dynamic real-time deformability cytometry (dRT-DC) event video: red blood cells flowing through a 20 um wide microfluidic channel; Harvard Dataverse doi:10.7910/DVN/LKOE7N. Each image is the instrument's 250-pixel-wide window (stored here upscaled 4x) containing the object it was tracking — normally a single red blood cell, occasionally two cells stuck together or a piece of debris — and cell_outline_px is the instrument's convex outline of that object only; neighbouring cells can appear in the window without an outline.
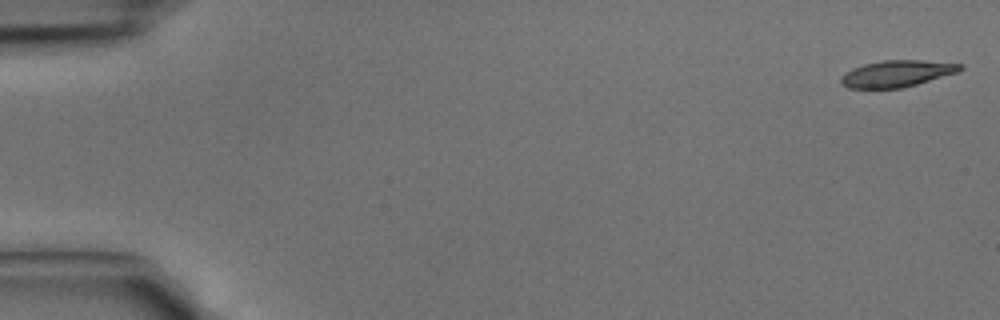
{"species": "common noctule bat (a hibernating species)", "species_latin": "Nyctalus noctula", "temperature_condition": "cold", "stored_images_in_passage": 42, "camera_frame_rate_fps": 3000, "um_per_image_px": 0.085, "animal": {"sex": "male", "body_mass_g": 15.6}, "frame": {"image": 1, "passage_image": 1, "time_ms": 0.0, "image_size_px": [1000, 320], "cell_outline_px": [[964, 68], [956, 72], [916, 84], [900, 88], [848, 88], [840, 84], [840, 76], [852, 68], [864, 64], [884, 60], [924, 60], [964, 64]], "centroid_in_image_um": [76.2, 6.25], "position_along_channel_um": 8.8, "area_um2": 18.38}}
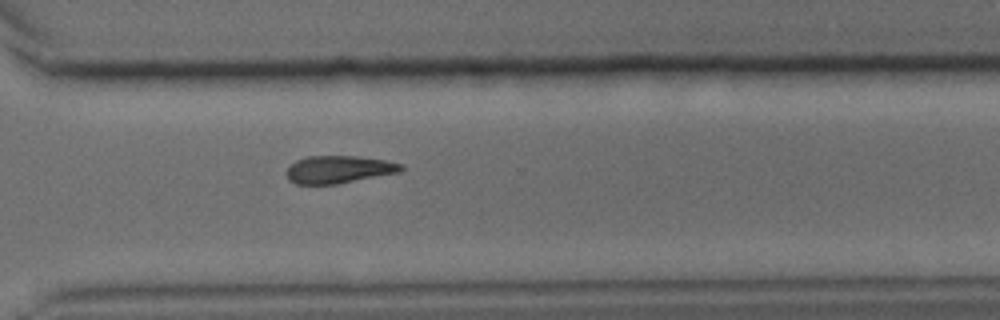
{"frame": {"image": 2, "passage_image": 31, "time_ms": 10.0, "image_size_px": [1000, 320], "cell_outline_px": [[404, 168], [400, 172], [336, 184], [296, 184], [288, 180], [284, 172], [288, 164], [296, 160], [308, 156], [356, 156], [384, 160], [404, 164]], "centroid_in_image_um": [28.73, 14.4], "position_along_channel_um": 341.9, "area_um2": 18.61}}
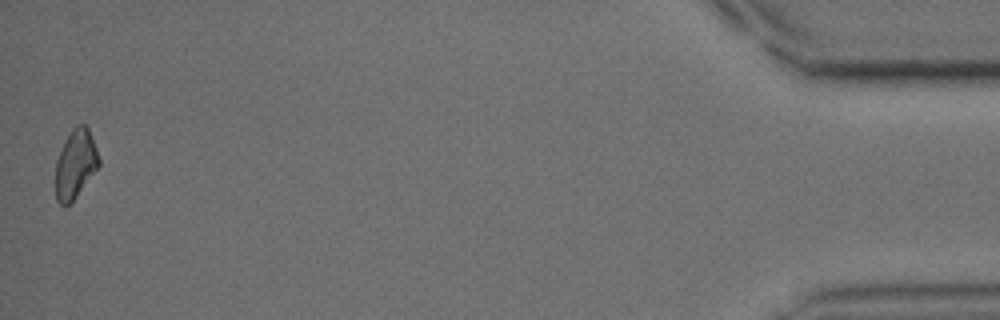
{"frame": {"image": 3, "passage_image": 42, "time_ms": 13.667, "image_size_px": [1000, 320], "cell_outline_px": [[100, 164], [76, 196], [68, 204], [60, 204], [56, 200], [56, 160], [64, 140], [72, 128], [76, 124], [84, 124], [88, 128], [96, 148], [100, 160]], "centroid_in_image_um": [6.4, 13.9], "position_along_channel_um": 428.8, "area_um2": 17.11}}